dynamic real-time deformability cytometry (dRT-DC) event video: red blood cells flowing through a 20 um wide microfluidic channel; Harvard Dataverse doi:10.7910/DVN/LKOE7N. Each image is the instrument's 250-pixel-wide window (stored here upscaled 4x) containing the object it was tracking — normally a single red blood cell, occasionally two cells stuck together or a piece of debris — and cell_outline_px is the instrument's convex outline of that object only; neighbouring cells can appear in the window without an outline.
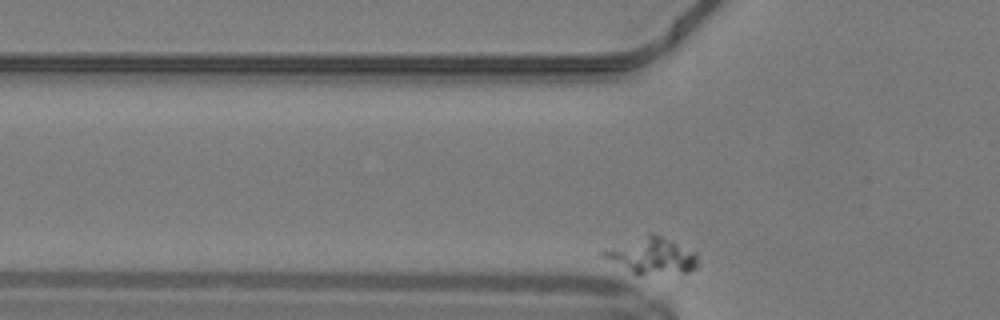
{"species": "common noctule bat (a hibernating species)", "species_latin": "Nyctalus noctula", "temperature_condition": "warm", "stored_images_in_passage": 21, "camera_frame_rate_fps": 3000, "um_per_image_px": 0.085, "animal": {"sex": "male", "body_mass_g": 19.2, "forearm_length_mm": 51.8}, "frame": {"image": 1, "passage_image": 2, "time_ms": 0.333, "image_size_px": [1000, 320], "cell_outline_px": [[696, 268], [688, 272], [636, 276], [604, 256], [600, 252], [604, 248], [648, 232], [652, 232], [696, 252]], "centroid_in_image_um": [55.36, 21.73], "position_along_channel_um": 70.4, "area_um2": 20.23}}
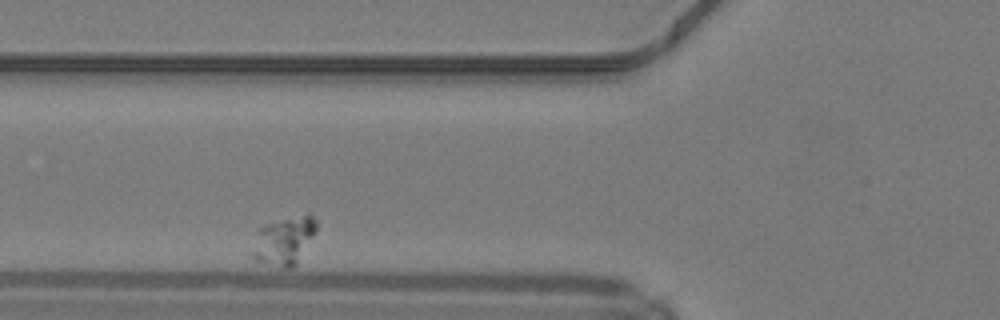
{"frame": {"image": 2, "passage_image": 5, "time_ms": 1.333, "image_size_px": [1000, 320], "cell_outline_px": [[316, 232], [296, 264], [292, 268], [284, 268], [256, 260], [252, 256], [252, 252], [256, 232], [260, 228], [268, 224], [280, 220], [308, 212], [316, 220]], "centroid_in_image_um": [24.17, 20.44], "position_along_channel_um": 101.6, "area_um2": 17.74}}
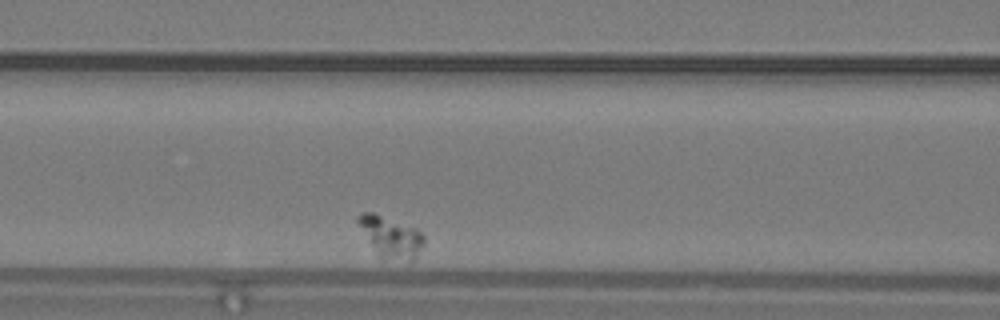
{"frame": {"image": 3, "passage_image": 8, "time_ms": 2.333, "image_size_px": [1000, 320], "cell_outline_px": [[424, 244], [412, 264], [408, 264], [384, 260], [380, 256], [356, 220], [356, 216], [364, 212], [372, 212], [416, 228], [424, 236]], "centroid_in_image_um": [33.29, 20.2], "position_along_channel_um": 133.3, "area_um2": 15.84}}